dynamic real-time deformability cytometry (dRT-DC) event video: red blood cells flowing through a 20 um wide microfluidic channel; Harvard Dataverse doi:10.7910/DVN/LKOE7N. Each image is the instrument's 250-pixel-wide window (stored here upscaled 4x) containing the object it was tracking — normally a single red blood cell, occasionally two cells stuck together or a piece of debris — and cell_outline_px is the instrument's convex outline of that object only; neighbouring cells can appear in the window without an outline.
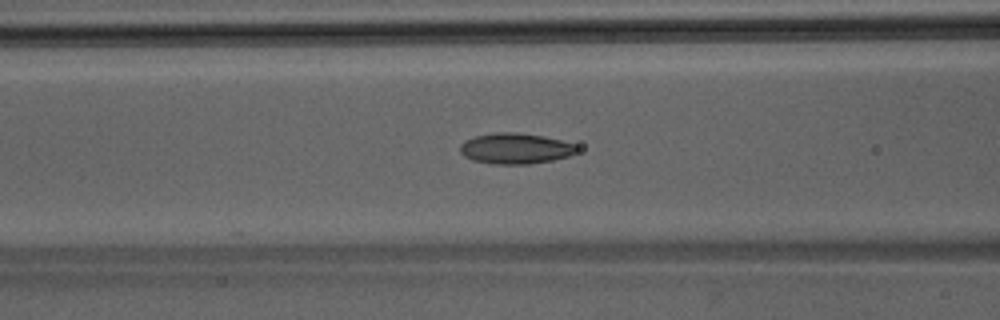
{"species": "Egyptian fruit bat (a non-hibernating species)", "species_latin": "Rousettus aegyptiacus", "temperature_condition": "room temperature", "stored_images_in_passage": 45, "camera_frame_rate_fps": 3000, "um_per_image_px": 0.085, "animal": {"sex": "male"}, "frame": {"image": 1, "passage_image": 18, "time_ms": 5.667, "image_size_px": [1000, 320], "cell_outline_px": [[580, 148], [576, 152], [568, 156], [552, 160], [528, 164], [492, 164], [472, 160], [464, 156], [460, 152], [460, 144], [464, 140], [476, 136], [496, 132], [516, 132], [544, 136], [576, 144]], "centroid_in_image_um": [43.8, 12.62], "position_along_channel_um": 122.8, "area_um2": 21.04}}
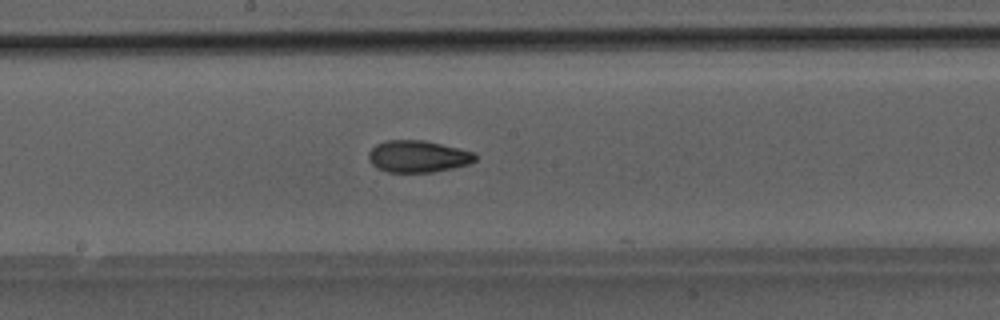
{"frame": {"image": 2, "passage_image": 24, "time_ms": 7.667, "image_size_px": [1000, 320], "cell_outline_px": [[476, 160], [468, 164], [452, 168], [432, 172], [388, 172], [376, 168], [368, 160], [368, 152], [376, 144], [384, 140], [424, 140], [476, 152]], "centroid_in_image_um": [35.5, 13.29], "position_along_channel_um": 212.7, "area_um2": 19.94}}
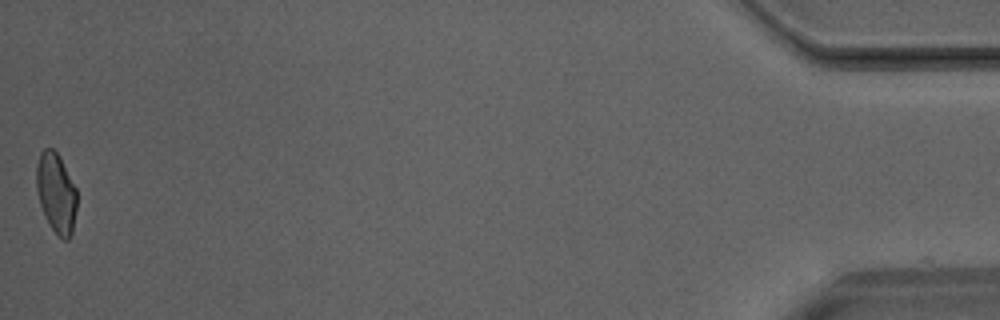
{"frame": {"image": 3, "passage_image": 45, "time_ms": 14.667, "image_size_px": [1000, 320], "cell_outline_px": [[76, 208], [72, 232], [68, 240], [64, 240], [48, 224], [40, 204], [36, 188], [36, 164], [40, 152], [44, 148], [52, 148], [60, 156], [76, 188]], "centroid_in_image_um": [4.76, 16.36], "position_along_channel_um": 430.4, "area_um2": 18.84}}